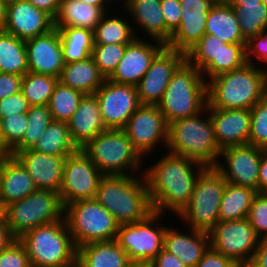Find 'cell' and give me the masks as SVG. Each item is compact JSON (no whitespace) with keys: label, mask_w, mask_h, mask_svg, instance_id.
I'll list each match as a JSON object with an SVG mask.
<instances>
[{"label":"cell","mask_w":267,"mask_h":267,"mask_svg":"<svg viewBox=\"0 0 267 267\" xmlns=\"http://www.w3.org/2000/svg\"><path fill=\"white\" fill-rule=\"evenodd\" d=\"M81 2H85L94 6L100 7L105 13L113 11L112 8H109L110 5L105 0H79ZM110 9V10H109Z\"/></svg>","instance_id":"cell-58"},{"label":"cell","mask_w":267,"mask_h":267,"mask_svg":"<svg viewBox=\"0 0 267 267\" xmlns=\"http://www.w3.org/2000/svg\"><path fill=\"white\" fill-rule=\"evenodd\" d=\"M116 240L92 242L77 248V267H132Z\"/></svg>","instance_id":"cell-28"},{"label":"cell","mask_w":267,"mask_h":267,"mask_svg":"<svg viewBox=\"0 0 267 267\" xmlns=\"http://www.w3.org/2000/svg\"><path fill=\"white\" fill-rule=\"evenodd\" d=\"M106 129H123L129 118L141 105L137 87L105 79L94 94Z\"/></svg>","instance_id":"cell-15"},{"label":"cell","mask_w":267,"mask_h":267,"mask_svg":"<svg viewBox=\"0 0 267 267\" xmlns=\"http://www.w3.org/2000/svg\"><path fill=\"white\" fill-rule=\"evenodd\" d=\"M0 154H1V117H0Z\"/></svg>","instance_id":"cell-63"},{"label":"cell","mask_w":267,"mask_h":267,"mask_svg":"<svg viewBox=\"0 0 267 267\" xmlns=\"http://www.w3.org/2000/svg\"><path fill=\"white\" fill-rule=\"evenodd\" d=\"M95 199L115 217L119 225L143 221L153 213L143 173L104 175Z\"/></svg>","instance_id":"cell-2"},{"label":"cell","mask_w":267,"mask_h":267,"mask_svg":"<svg viewBox=\"0 0 267 267\" xmlns=\"http://www.w3.org/2000/svg\"><path fill=\"white\" fill-rule=\"evenodd\" d=\"M122 11V16L127 18L121 17L120 12V17L109 12L102 16L93 30L94 44H129L136 38L128 13L125 11V14L124 9Z\"/></svg>","instance_id":"cell-32"},{"label":"cell","mask_w":267,"mask_h":267,"mask_svg":"<svg viewBox=\"0 0 267 267\" xmlns=\"http://www.w3.org/2000/svg\"><path fill=\"white\" fill-rule=\"evenodd\" d=\"M189 233L178 227H167L163 249L174 254L185 266L195 267L210 247L209 233L188 228Z\"/></svg>","instance_id":"cell-24"},{"label":"cell","mask_w":267,"mask_h":267,"mask_svg":"<svg viewBox=\"0 0 267 267\" xmlns=\"http://www.w3.org/2000/svg\"><path fill=\"white\" fill-rule=\"evenodd\" d=\"M239 22L240 32L248 41L267 29V6L262 3L232 6Z\"/></svg>","instance_id":"cell-41"},{"label":"cell","mask_w":267,"mask_h":267,"mask_svg":"<svg viewBox=\"0 0 267 267\" xmlns=\"http://www.w3.org/2000/svg\"><path fill=\"white\" fill-rule=\"evenodd\" d=\"M231 6H242L262 3V0H226Z\"/></svg>","instance_id":"cell-60"},{"label":"cell","mask_w":267,"mask_h":267,"mask_svg":"<svg viewBox=\"0 0 267 267\" xmlns=\"http://www.w3.org/2000/svg\"><path fill=\"white\" fill-rule=\"evenodd\" d=\"M17 238L12 234L7 222L0 223V252L8 248Z\"/></svg>","instance_id":"cell-57"},{"label":"cell","mask_w":267,"mask_h":267,"mask_svg":"<svg viewBox=\"0 0 267 267\" xmlns=\"http://www.w3.org/2000/svg\"><path fill=\"white\" fill-rule=\"evenodd\" d=\"M27 121L26 113L1 119V154H9L22 141Z\"/></svg>","instance_id":"cell-42"},{"label":"cell","mask_w":267,"mask_h":267,"mask_svg":"<svg viewBox=\"0 0 267 267\" xmlns=\"http://www.w3.org/2000/svg\"><path fill=\"white\" fill-rule=\"evenodd\" d=\"M258 193H267V150L261 155L258 177Z\"/></svg>","instance_id":"cell-56"},{"label":"cell","mask_w":267,"mask_h":267,"mask_svg":"<svg viewBox=\"0 0 267 267\" xmlns=\"http://www.w3.org/2000/svg\"><path fill=\"white\" fill-rule=\"evenodd\" d=\"M165 47L159 41L135 38L126 45L116 70L108 78L112 82L137 86L150 67L151 61Z\"/></svg>","instance_id":"cell-20"},{"label":"cell","mask_w":267,"mask_h":267,"mask_svg":"<svg viewBox=\"0 0 267 267\" xmlns=\"http://www.w3.org/2000/svg\"><path fill=\"white\" fill-rule=\"evenodd\" d=\"M25 46L28 71L60 78L65 63L58 29L26 40Z\"/></svg>","instance_id":"cell-21"},{"label":"cell","mask_w":267,"mask_h":267,"mask_svg":"<svg viewBox=\"0 0 267 267\" xmlns=\"http://www.w3.org/2000/svg\"><path fill=\"white\" fill-rule=\"evenodd\" d=\"M32 149L48 155L69 156L79 148L71 139L68 123L52 120Z\"/></svg>","instance_id":"cell-34"},{"label":"cell","mask_w":267,"mask_h":267,"mask_svg":"<svg viewBox=\"0 0 267 267\" xmlns=\"http://www.w3.org/2000/svg\"><path fill=\"white\" fill-rule=\"evenodd\" d=\"M257 190L227 182L219 207V221L247 218Z\"/></svg>","instance_id":"cell-33"},{"label":"cell","mask_w":267,"mask_h":267,"mask_svg":"<svg viewBox=\"0 0 267 267\" xmlns=\"http://www.w3.org/2000/svg\"><path fill=\"white\" fill-rule=\"evenodd\" d=\"M225 44L214 35L205 34L187 53L186 59L201 71Z\"/></svg>","instance_id":"cell-44"},{"label":"cell","mask_w":267,"mask_h":267,"mask_svg":"<svg viewBox=\"0 0 267 267\" xmlns=\"http://www.w3.org/2000/svg\"><path fill=\"white\" fill-rule=\"evenodd\" d=\"M165 149L170 153L192 159L205 167H215L221 149L215 139L208 106L194 116L170 123Z\"/></svg>","instance_id":"cell-4"},{"label":"cell","mask_w":267,"mask_h":267,"mask_svg":"<svg viewBox=\"0 0 267 267\" xmlns=\"http://www.w3.org/2000/svg\"><path fill=\"white\" fill-rule=\"evenodd\" d=\"M161 219L163 214L153 212L143 221L119 226L116 241L134 265L150 264L163 249L168 226Z\"/></svg>","instance_id":"cell-11"},{"label":"cell","mask_w":267,"mask_h":267,"mask_svg":"<svg viewBox=\"0 0 267 267\" xmlns=\"http://www.w3.org/2000/svg\"><path fill=\"white\" fill-rule=\"evenodd\" d=\"M124 11L134 22L132 26L137 38H142L138 33L143 28V32L147 33L146 39L148 36L150 40L159 41L166 46V24L161 9V0H127Z\"/></svg>","instance_id":"cell-25"},{"label":"cell","mask_w":267,"mask_h":267,"mask_svg":"<svg viewBox=\"0 0 267 267\" xmlns=\"http://www.w3.org/2000/svg\"><path fill=\"white\" fill-rule=\"evenodd\" d=\"M6 221V205L0 200V223Z\"/></svg>","instance_id":"cell-61"},{"label":"cell","mask_w":267,"mask_h":267,"mask_svg":"<svg viewBox=\"0 0 267 267\" xmlns=\"http://www.w3.org/2000/svg\"><path fill=\"white\" fill-rule=\"evenodd\" d=\"M246 60L248 63L259 66L262 61L263 65L267 64V29L260 32L259 35L251 37L246 44ZM255 60L256 63H255ZM259 61V62H258ZM267 66V65H265ZM260 66L267 71V67Z\"/></svg>","instance_id":"cell-47"},{"label":"cell","mask_w":267,"mask_h":267,"mask_svg":"<svg viewBox=\"0 0 267 267\" xmlns=\"http://www.w3.org/2000/svg\"><path fill=\"white\" fill-rule=\"evenodd\" d=\"M0 178H1V154H0Z\"/></svg>","instance_id":"cell-65"},{"label":"cell","mask_w":267,"mask_h":267,"mask_svg":"<svg viewBox=\"0 0 267 267\" xmlns=\"http://www.w3.org/2000/svg\"><path fill=\"white\" fill-rule=\"evenodd\" d=\"M247 63L246 44L225 43L219 50L216 58H213L202 70L201 74L208 82L210 79L237 69Z\"/></svg>","instance_id":"cell-37"},{"label":"cell","mask_w":267,"mask_h":267,"mask_svg":"<svg viewBox=\"0 0 267 267\" xmlns=\"http://www.w3.org/2000/svg\"><path fill=\"white\" fill-rule=\"evenodd\" d=\"M63 217L64 206L60 194L50 190H36L6 206V222L17 239L29 230Z\"/></svg>","instance_id":"cell-10"},{"label":"cell","mask_w":267,"mask_h":267,"mask_svg":"<svg viewBox=\"0 0 267 267\" xmlns=\"http://www.w3.org/2000/svg\"><path fill=\"white\" fill-rule=\"evenodd\" d=\"M59 78L28 71L22 78L21 92L30 106L48 105Z\"/></svg>","instance_id":"cell-38"},{"label":"cell","mask_w":267,"mask_h":267,"mask_svg":"<svg viewBox=\"0 0 267 267\" xmlns=\"http://www.w3.org/2000/svg\"><path fill=\"white\" fill-rule=\"evenodd\" d=\"M122 130L145 159L159 145L167 147L169 124L157 105L141 104Z\"/></svg>","instance_id":"cell-13"},{"label":"cell","mask_w":267,"mask_h":267,"mask_svg":"<svg viewBox=\"0 0 267 267\" xmlns=\"http://www.w3.org/2000/svg\"><path fill=\"white\" fill-rule=\"evenodd\" d=\"M84 96V93L65 86L59 81L47 105L52 120L68 122Z\"/></svg>","instance_id":"cell-39"},{"label":"cell","mask_w":267,"mask_h":267,"mask_svg":"<svg viewBox=\"0 0 267 267\" xmlns=\"http://www.w3.org/2000/svg\"><path fill=\"white\" fill-rule=\"evenodd\" d=\"M0 72L24 76L28 72L25 41L0 31Z\"/></svg>","instance_id":"cell-36"},{"label":"cell","mask_w":267,"mask_h":267,"mask_svg":"<svg viewBox=\"0 0 267 267\" xmlns=\"http://www.w3.org/2000/svg\"><path fill=\"white\" fill-rule=\"evenodd\" d=\"M54 29V19L27 0H7L3 31L21 40H28Z\"/></svg>","instance_id":"cell-19"},{"label":"cell","mask_w":267,"mask_h":267,"mask_svg":"<svg viewBox=\"0 0 267 267\" xmlns=\"http://www.w3.org/2000/svg\"><path fill=\"white\" fill-rule=\"evenodd\" d=\"M185 59L184 52L165 46L151 61L149 69L136 86L140 103L158 105L172 74Z\"/></svg>","instance_id":"cell-17"},{"label":"cell","mask_w":267,"mask_h":267,"mask_svg":"<svg viewBox=\"0 0 267 267\" xmlns=\"http://www.w3.org/2000/svg\"><path fill=\"white\" fill-rule=\"evenodd\" d=\"M195 267H242L238 265L234 260L226 257L213 248L209 249L204 253L202 259L198 262Z\"/></svg>","instance_id":"cell-51"},{"label":"cell","mask_w":267,"mask_h":267,"mask_svg":"<svg viewBox=\"0 0 267 267\" xmlns=\"http://www.w3.org/2000/svg\"><path fill=\"white\" fill-rule=\"evenodd\" d=\"M0 267H31L27 251L18 239L0 252Z\"/></svg>","instance_id":"cell-48"},{"label":"cell","mask_w":267,"mask_h":267,"mask_svg":"<svg viewBox=\"0 0 267 267\" xmlns=\"http://www.w3.org/2000/svg\"><path fill=\"white\" fill-rule=\"evenodd\" d=\"M29 107L30 105L27 99L20 91L19 93L0 100V117L2 119L9 115H16L17 113H27Z\"/></svg>","instance_id":"cell-50"},{"label":"cell","mask_w":267,"mask_h":267,"mask_svg":"<svg viewBox=\"0 0 267 267\" xmlns=\"http://www.w3.org/2000/svg\"><path fill=\"white\" fill-rule=\"evenodd\" d=\"M23 76L0 72V100L21 91Z\"/></svg>","instance_id":"cell-52"},{"label":"cell","mask_w":267,"mask_h":267,"mask_svg":"<svg viewBox=\"0 0 267 267\" xmlns=\"http://www.w3.org/2000/svg\"><path fill=\"white\" fill-rule=\"evenodd\" d=\"M37 9L49 14L53 19L57 16L61 0H27Z\"/></svg>","instance_id":"cell-55"},{"label":"cell","mask_w":267,"mask_h":267,"mask_svg":"<svg viewBox=\"0 0 267 267\" xmlns=\"http://www.w3.org/2000/svg\"><path fill=\"white\" fill-rule=\"evenodd\" d=\"M214 134L220 149L248 144L250 135V109L209 108Z\"/></svg>","instance_id":"cell-23"},{"label":"cell","mask_w":267,"mask_h":267,"mask_svg":"<svg viewBox=\"0 0 267 267\" xmlns=\"http://www.w3.org/2000/svg\"><path fill=\"white\" fill-rule=\"evenodd\" d=\"M226 184L224 175L216 167H205L198 175L190 202L177 219L183 220L189 228L209 232L219 222Z\"/></svg>","instance_id":"cell-9"},{"label":"cell","mask_w":267,"mask_h":267,"mask_svg":"<svg viewBox=\"0 0 267 267\" xmlns=\"http://www.w3.org/2000/svg\"><path fill=\"white\" fill-rule=\"evenodd\" d=\"M151 267H187L174 254L162 249L153 261Z\"/></svg>","instance_id":"cell-53"},{"label":"cell","mask_w":267,"mask_h":267,"mask_svg":"<svg viewBox=\"0 0 267 267\" xmlns=\"http://www.w3.org/2000/svg\"><path fill=\"white\" fill-rule=\"evenodd\" d=\"M36 184L22 163L10 154H1L0 200L7 206L35 192Z\"/></svg>","instance_id":"cell-26"},{"label":"cell","mask_w":267,"mask_h":267,"mask_svg":"<svg viewBox=\"0 0 267 267\" xmlns=\"http://www.w3.org/2000/svg\"><path fill=\"white\" fill-rule=\"evenodd\" d=\"M161 9L166 24V45L171 39V34L178 28L181 20L180 0H161Z\"/></svg>","instance_id":"cell-49"},{"label":"cell","mask_w":267,"mask_h":267,"mask_svg":"<svg viewBox=\"0 0 267 267\" xmlns=\"http://www.w3.org/2000/svg\"><path fill=\"white\" fill-rule=\"evenodd\" d=\"M208 233L210 247L242 267L250 263L259 242L247 218L219 221Z\"/></svg>","instance_id":"cell-12"},{"label":"cell","mask_w":267,"mask_h":267,"mask_svg":"<svg viewBox=\"0 0 267 267\" xmlns=\"http://www.w3.org/2000/svg\"><path fill=\"white\" fill-rule=\"evenodd\" d=\"M64 218L77 248L92 242L116 240L120 226L96 199L67 204Z\"/></svg>","instance_id":"cell-8"},{"label":"cell","mask_w":267,"mask_h":267,"mask_svg":"<svg viewBox=\"0 0 267 267\" xmlns=\"http://www.w3.org/2000/svg\"><path fill=\"white\" fill-rule=\"evenodd\" d=\"M264 151L249 144L227 147L221 150L215 167L227 182L258 192L259 166Z\"/></svg>","instance_id":"cell-16"},{"label":"cell","mask_w":267,"mask_h":267,"mask_svg":"<svg viewBox=\"0 0 267 267\" xmlns=\"http://www.w3.org/2000/svg\"><path fill=\"white\" fill-rule=\"evenodd\" d=\"M18 240L27 251L31 267H77V247L64 217L29 230Z\"/></svg>","instance_id":"cell-5"},{"label":"cell","mask_w":267,"mask_h":267,"mask_svg":"<svg viewBox=\"0 0 267 267\" xmlns=\"http://www.w3.org/2000/svg\"><path fill=\"white\" fill-rule=\"evenodd\" d=\"M262 2L267 6V0H262Z\"/></svg>","instance_id":"cell-66"},{"label":"cell","mask_w":267,"mask_h":267,"mask_svg":"<svg viewBox=\"0 0 267 267\" xmlns=\"http://www.w3.org/2000/svg\"><path fill=\"white\" fill-rule=\"evenodd\" d=\"M7 0H0V31H3L6 22Z\"/></svg>","instance_id":"cell-59"},{"label":"cell","mask_w":267,"mask_h":267,"mask_svg":"<svg viewBox=\"0 0 267 267\" xmlns=\"http://www.w3.org/2000/svg\"><path fill=\"white\" fill-rule=\"evenodd\" d=\"M67 123L71 139L78 148H83L95 136L107 130L95 95H85Z\"/></svg>","instance_id":"cell-27"},{"label":"cell","mask_w":267,"mask_h":267,"mask_svg":"<svg viewBox=\"0 0 267 267\" xmlns=\"http://www.w3.org/2000/svg\"><path fill=\"white\" fill-rule=\"evenodd\" d=\"M205 34L214 35L225 43L247 44L235 11L226 0H219L208 13Z\"/></svg>","instance_id":"cell-29"},{"label":"cell","mask_w":267,"mask_h":267,"mask_svg":"<svg viewBox=\"0 0 267 267\" xmlns=\"http://www.w3.org/2000/svg\"><path fill=\"white\" fill-rule=\"evenodd\" d=\"M166 154V155H165ZM157 162L143 169L153 212L177 217L190 202L204 165L166 151Z\"/></svg>","instance_id":"cell-1"},{"label":"cell","mask_w":267,"mask_h":267,"mask_svg":"<svg viewBox=\"0 0 267 267\" xmlns=\"http://www.w3.org/2000/svg\"><path fill=\"white\" fill-rule=\"evenodd\" d=\"M127 44H94L92 57L100 73L108 79L122 59Z\"/></svg>","instance_id":"cell-43"},{"label":"cell","mask_w":267,"mask_h":267,"mask_svg":"<svg viewBox=\"0 0 267 267\" xmlns=\"http://www.w3.org/2000/svg\"><path fill=\"white\" fill-rule=\"evenodd\" d=\"M59 81L85 95H94L105 77L100 73L94 58L65 64Z\"/></svg>","instance_id":"cell-30"},{"label":"cell","mask_w":267,"mask_h":267,"mask_svg":"<svg viewBox=\"0 0 267 267\" xmlns=\"http://www.w3.org/2000/svg\"><path fill=\"white\" fill-rule=\"evenodd\" d=\"M61 37L64 63L83 61L92 56L93 31L80 27L58 29Z\"/></svg>","instance_id":"cell-35"},{"label":"cell","mask_w":267,"mask_h":267,"mask_svg":"<svg viewBox=\"0 0 267 267\" xmlns=\"http://www.w3.org/2000/svg\"><path fill=\"white\" fill-rule=\"evenodd\" d=\"M248 144L267 150V94L251 109Z\"/></svg>","instance_id":"cell-45"},{"label":"cell","mask_w":267,"mask_h":267,"mask_svg":"<svg viewBox=\"0 0 267 267\" xmlns=\"http://www.w3.org/2000/svg\"><path fill=\"white\" fill-rule=\"evenodd\" d=\"M26 115L28 118L26 132L22 141L9 153L12 156H15L19 151L33 148L52 121L47 105H32Z\"/></svg>","instance_id":"cell-40"},{"label":"cell","mask_w":267,"mask_h":267,"mask_svg":"<svg viewBox=\"0 0 267 267\" xmlns=\"http://www.w3.org/2000/svg\"><path fill=\"white\" fill-rule=\"evenodd\" d=\"M267 94V71L245 63L207 82L208 108L251 109Z\"/></svg>","instance_id":"cell-3"},{"label":"cell","mask_w":267,"mask_h":267,"mask_svg":"<svg viewBox=\"0 0 267 267\" xmlns=\"http://www.w3.org/2000/svg\"><path fill=\"white\" fill-rule=\"evenodd\" d=\"M103 176L81 148L67 156L59 192L63 206L78 200L95 199Z\"/></svg>","instance_id":"cell-14"},{"label":"cell","mask_w":267,"mask_h":267,"mask_svg":"<svg viewBox=\"0 0 267 267\" xmlns=\"http://www.w3.org/2000/svg\"><path fill=\"white\" fill-rule=\"evenodd\" d=\"M247 219L259 239L267 237V193H258L254 197Z\"/></svg>","instance_id":"cell-46"},{"label":"cell","mask_w":267,"mask_h":267,"mask_svg":"<svg viewBox=\"0 0 267 267\" xmlns=\"http://www.w3.org/2000/svg\"><path fill=\"white\" fill-rule=\"evenodd\" d=\"M207 104V82L201 71L185 59L172 74L157 106L170 124L200 113Z\"/></svg>","instance_id":"cell-6"},{"label":"cell","mask_w":267,"mask_h":267,"mask_svg":"<svg viewBox=\"0 0 267 267\" xmlns=\"http://www.w3.org/2000/svg\"><path fill=\"white\" fill-rule=\"evenodd\" d=\"M219 0H180L181 20L166 47L185 54L205 35L210 10Z\"/></svg>","instance_id":"cell-18"},{"label":"cell","mask_w":267,"mask_h":267,"mask_svg":"<svg viewBox=\"0 0 267 267\" xmlns=\"http://www.w3.org/2000/svg\"><path fill=\"white\" fill-rule=\"evenodd\" d=\"M81 149L104 175L141 174L144 158L122 129H107Z\"/></svg>","instance_id":"cell-7"},{"label":"cell","mask_w":267,"mask_h":267,"mask_svg":"<svg viewBox=\"0 0 267 267\" xmlns=\"http://www.w3.org/2000/svg\"><path fill=\"white\" fill-rule=\"evenodd\" d=\"M109 5H111L112 4V7H114L113 6V4L115 3V4H117V3H120V2H118L119 0H115V1H117V2H113L112 3V1H114V0H105ZM122 2H121V9H124V7H125V5H126V2H127V0H121ZM111 3V4H110ZM122 6H123V8H122Z\"/></svg>","instance_id":"cell-62"},{"label":"cell","mask_w":267,"mask_h":267,"mask_svg":"<svg viewBox=\"0 0 267 267\" xmlns=\"http://www.w3.org/2000/svg\"><path fill=\"white\" fill-rule=\"evenodd\" d=\"M246 267H267V237L259 239L253 258Z\"/></svg>","instance_id":"cell-54"},{"label":"cell","mask_w":267,"mask_h":267,"mask_svg":"<svg viewBox=\"0 0 267 267\" xmlns=\"http://www.w3.org/2000/svg\"><path fill=\"white\" fill-rule=\"evenodd\" d=\"M15 157L26 168L38 190L60 192L67 156L43 154L31 148L19 151Z\"/></svg>","instance_id":"cell-22"},{"label":"cell","mask_w":267,"mask_h":267,"mask_svg":"<svg viewBox=\"0 0 267 267\" xmlns=\"http://www.w3.org/2000/svg\"><path fill=\"white\" fill-rule=\"evenodd\" d=\"M105 12L79 0H61L60 8L54 19V28L80 27L94 30Z\"/></svg>","instance_id":"cell-31"},{"label":"cell","mask_w":267,"mask_h":267,"mask_svg":"<svg viewBox=\"0 0 267 267\" xmlns=\"http://www.w3.org/2000/svg\"><path fill=\"white\" fill-rule=\"evenodd\" d=\"M136 267H151L149 264H144V265H136Z\"/></svg>","instance_id":"cell-64"}]
</instances>
